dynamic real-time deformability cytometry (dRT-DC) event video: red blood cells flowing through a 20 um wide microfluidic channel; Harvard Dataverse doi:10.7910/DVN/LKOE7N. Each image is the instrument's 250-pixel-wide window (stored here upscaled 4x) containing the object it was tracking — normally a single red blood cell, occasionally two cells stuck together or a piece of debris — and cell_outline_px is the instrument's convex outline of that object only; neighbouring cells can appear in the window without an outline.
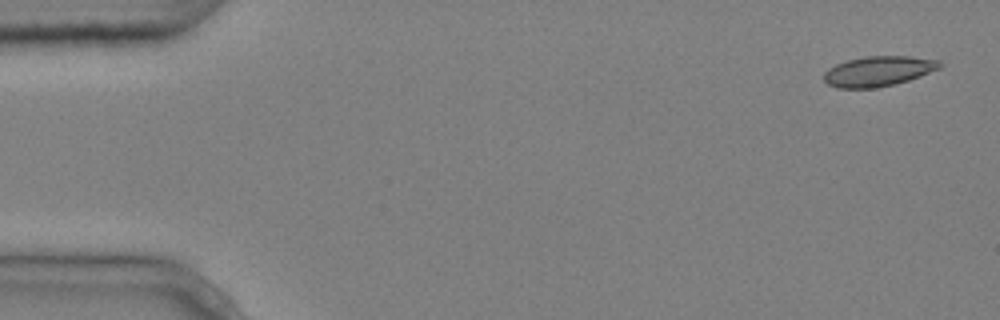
{"species": "common noctule bat (a hibernating species)", "species_latin": "Nyctalus noctula", "temperature_condition": "cold", "stored_images_in_passage": 4, "camera_frame_rate_fps": 3000, "um_per_image_px": 0.085, "animal": {"sex": "male", "body_mass_g": 20.4}, "frame": {"image": 1, "passage_image": 1, "time_ms": 0.0, "image_size_px": [1000, 320], "cell_outline_px": [[944, 64], [940, 68], [920, 76], [908, 80], [876, 88], [836, 88], [828, 84], [824, 80], [824, 72], [828, 68], [836, 64], [848, 60], [864, 56], [908, 56], [940, 60]], "centroid_in_image_um": [74.66, 6.04], "position_along_channel_um": 10.3, "area_um2": 20.35}}